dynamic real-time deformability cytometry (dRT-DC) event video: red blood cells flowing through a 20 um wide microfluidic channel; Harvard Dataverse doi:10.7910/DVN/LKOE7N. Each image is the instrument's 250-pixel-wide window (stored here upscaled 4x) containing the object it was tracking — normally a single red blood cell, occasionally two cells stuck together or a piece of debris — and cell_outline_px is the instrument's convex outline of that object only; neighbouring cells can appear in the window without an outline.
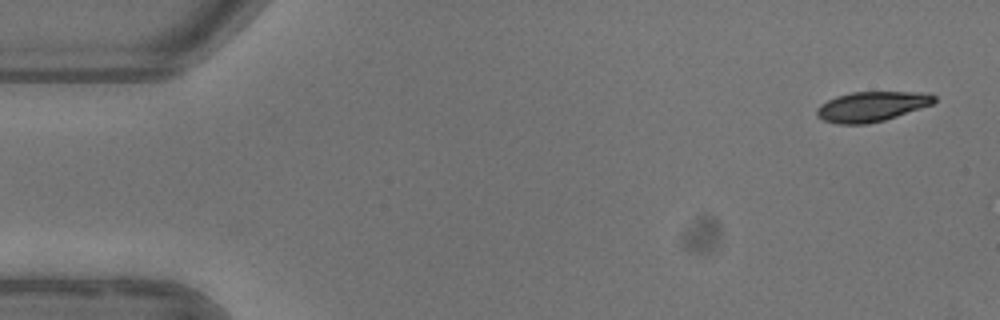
{"species": "common noctule bat (a hibernating species)", "species_latin": "Nyctalus noctula", "temperature_condition": "warm", "stored_images_in_passage": 3, "camera_frame_rate_fps": 3000, "um_per_image_px": 0.085, "animal": {"sex": "female"}, "frame": {"image": 1, "passage_image": 1, "time_ms": 0.0, "image_size_px": [1000, 320], "cell_outline_px": [[936, 100], [932, 104], [884, 120], [864, 124], [836, 124], [824, 120], [816, 116], [816, 108], [820, 104], [836, 96], [852, 92], [928, 92], [936, 96]], "centroid_in_image_um": [74.07, 9.04], "position_along_channel_um": 10.9, "area_um2": 20.46}}